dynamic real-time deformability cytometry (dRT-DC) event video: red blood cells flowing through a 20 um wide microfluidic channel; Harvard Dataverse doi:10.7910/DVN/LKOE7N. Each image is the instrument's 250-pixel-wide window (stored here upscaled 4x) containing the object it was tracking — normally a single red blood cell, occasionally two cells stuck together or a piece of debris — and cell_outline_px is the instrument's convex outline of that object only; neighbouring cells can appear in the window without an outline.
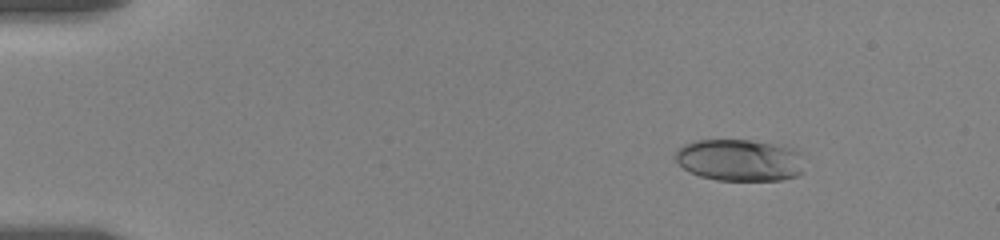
{"species": "human", "species_latin": "Homo sapiens", "temperature_condition": "room temperature", "stored_images_in_passage": 57, "camera_frame_rate_fps": 3000, "um_per_image_px": 0.085, "donor": {"sex": "female"}, "frame": {"image": 1, "passage_image": 7, "time_ms": 2.0, "image_size_px": [1000, 240], "cell_outline_px": [[804, 172], [796, 176], [780, 180], [716, 180], [700, 176], [684, 168], [676, 160], [676, 148], [692, 140], [748, 140], [784, 144], [792, 148], [796, 152]], "centroid_in_image_um": [62.84, 13.6], "position_along_channel_um": 22.2, "area_um2": 31.44}}
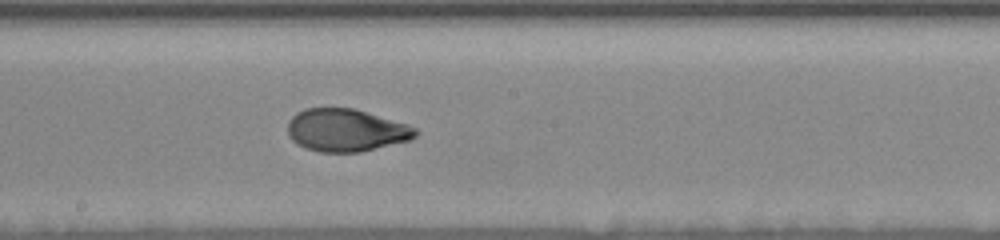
{"frame": {"image": 2, "passage_image": 32, "time_ms": 10.333, "image_size_px": [1000, 240], "cell_outline_px": [[420, 132], [416, 136], [408, 140], [360, 152], [320, 152], [304, 148], [296, 144], [288, 136], [288, 120], [296, 112], [304, 108], [352, 108], [408, 124], [416, 128]], "centroid_in_image_um": [29.38, 11.07], "position_along_channel_um": 218.8, "area_um2": 31.79}}
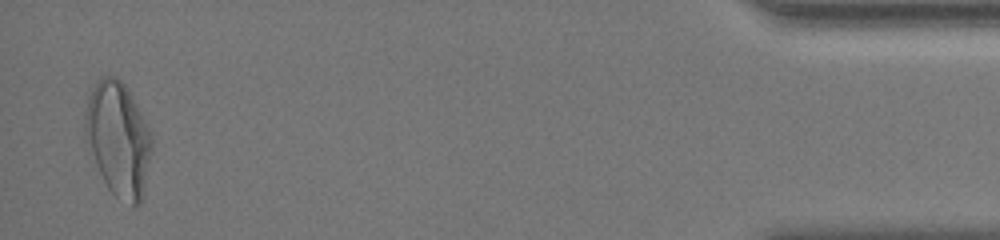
{"frame": {"image": 3, "passage_image": 56, "time_ms": 18.333, "image_size_px": [1000, 240], "cell_outline_px": [[152, 152], [144, 188], [140, 204], [132, 204], [116, 196], [108, 188], [96, 164], [84, 132], [84, 116], [88, 100], [92, 88], [104, 76], [112, 76], [120, 80], [128, 88], [152, 136]], "centroid_in_image_um": [10.06, 11.8], "position_along_channel_um": 425.1, "area_um2": 43.47}, "authors_computed_cell_mechanics": {"area_um2": 32.0212, "velocity_mm_per_s": 3.5044, "shape_relaxation_time_tau1_ms": 6.0515, "shape_relaxation_time_tau2_ms": 1.1026, "deformation_change_tau1": 0.2163, "deformation_change_tau2": 0.0575}}